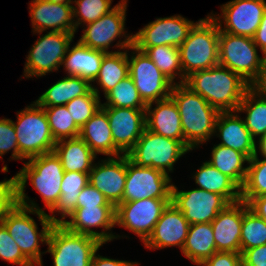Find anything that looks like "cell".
Segmentation results:
<instances>
[{"mask_svg":"<svg viewBox=\"0 0 266 266\" xmlns=\"http://www.w3.org/2000/svg\"><path fill=\"white\" fill-rule=\"evenodd\" d=\"M184 84L219 112H236L250 88L239 74L221 65L191 73Z\"/></svg>","mask_w":266,"mask_h":266,"instance_id":"6da1fadb","label":"cell"},{"mask_svg":"<svg viewBox=\"0 0 266 266\" xmlns=\"http://www.w3.org/2000/svg\"><path fill=\"white\" fill-rule=\"evenodd\" d=\"M170 97L176 104L184 136V146L192 150L216 132L215 123L220 113L201 95L183 84H173Z\"/></svg>","mask_w":266,"mask_h":266,"instance_id":"7a4b0ae2","label":"cell"},{"mask_svg":"<svg viewBox=\"0 0 266 266\" xmlns=\"http://www.w3.org/2000/svg\"><path fill=\"white\" fill-rule=\"evenodd\" d=\"M210 16L200 19L188 33L187 39L179 46L183 80L191 73L219 65V26Z\"/></svg>","mask_w":266,"mask_h":266,"instance_id":"3957f363","label":"cell"},{"mask_svg":"<svg viewBox=\"0 0 266 266\" xmlns=\"http://www.w3.org/2000/svg\"><path fill=\"white\" fill-rule=\"evenodd\" d=\"M26 212H35L42 225L40 234L37 231V225L33 218ZM19 246L22 254L33 264L42 266L41 251L39 249V240L48 242V236L54 223L50 220L49 215L42 209L36 207L31 202V206L26 203H17L6 215L1 222ZM40 238V239H39Z\"/></svg>","mask_w":266,"mask_h":266,"instance_id":"277c9868","label":"cell"},{"mask_svg":"<svg viewBox=\"0 0 266 266\" xmlns=\"http://www.w3.org/2000/svg\"><path fill=\"white\" fill-rule=\"evenodd\" d=\"M64 169L54 152L32 157L24 164L22 170L15 175L17 203H26L24 188L30 178L33 187L41 194L46 207L51 211L61 195V184Z\"/></svg>","mask_w":266,"mask_h":266,"instance_id":"5b68a950","label":"cell"},{"mask_svg":"<svg viewBox=\"0 0 266 266\" xmlns=\"http://www.w3.org/2000/svg\"><path fill=\"white\" fill-rule=\"evenodd\" d=\"M34 106V107H33ZM17 123L13 122L19 159H30L53 152L55 140L43 107L36 102L21 112H18Z\"/></svg>","mask_w":266,"mask_h":266,"instance_id":"8992f818","label":"cell"},{"mask_svg":"<svg viewBox=\"0 0 266 266\" xmlns=\"http://www.w3.org/2000/svg\"><path fill=\"white\" fill-rule=\"evenodd\" d=\"M46 244L54 266H91L94 253L103 243L92 236L71 232L62 224H54Z\"/></svg>","mask_w":266,"mask_h":266,"instance_id":"52a82bcc","label":"cell"},{"mask_svg":"<svg viewBox=\"0 0 266 266\" xmlns=\"http://www.w3.org/2000/svg\"><path fill=\"white\" fill-rule=\"evenodd\" d=\"M120 49L129 48L137 52L128 58L129 76L133 79L140 98L147 105L170 97L172 82L167 79L154 62L143 51L133 46V35L117 44Z\"/></svg>","mask_w":266,"mask_h":266,"instance_id":"ba28073f","label":"cell"},{"mask_svg":"<svg viewBox=\"0 0 266 266\" xmlns=\"http://www.w3.org/2000/svg\"><path fill=\"white\" fill-rule=\"evenodd\" d=\"M189 151L180 141L166 138L147 128L127 153L128 158L138 166L151 167L167 173L174 163Z\"/></svg>","mask_w":266,"mask_h":266,"instance_id":"9c48e42d","label":"cell"},{"mask_svg":"<svg viewBox=\"0 0 266 266\" xmlns=\"http://www.w3.org/2000/svg\"><path fill=\"white\" fill-rule=\"evenodd\" d=\"M253 38L220 31L219 65L239 74L250 85L258 77L263 58L257 55Z\"/></svg>","mask_w":266,"mask_h":266,"instance_id":"30bf717a","label":"cell"},{"mask_svg":"<svg viewBox=\"0 0 266 266\" xmlns=\"http://www.w3.org/2000/svg\"><path fill=\"white\" fill-rule=\"evenodd\" d=\"M170 179L168 173L151 167L138 166L127 156V175L122 202L146 198L171 199Z\"/></svg>","mask_w":266,"mask_h":266,"instance_id":"8fae6325","label":"cell"},{"mask_svg":"<svg viewBox=\"0 0 266 266\" xmlns=\"http://www.w3.org/2000/svg\"><path fill=\"white\" fill-rule=\"evenodd\" d=\"M171 199L146 198L116 206L115 224L134 232L145 242Z\"/></svg>","mask_w":266,"mask_h":266,"instance_id":"7c38bea8","label":"cell"},{"mask_svg":"<svg viewBox=\"0 0 266 266\" xmlns=\"http://www.w3.org/2000/svg\"><path fill=\"white\" fill-rule=\"evenodd\" d=\"M74 34L50 31L32 46L27 57L25 77L43 76L57 70L63 63Z\"/></svg>","mask_w":266,"mask_h":266,"instance_id":"4fadbf2b","label":"cell"},{"mask_svg":"<svg viewBox=\"0 0 266 266\" xmlns=\"http://www.w3.org/2000/svg\"><path fill=\"white\" fill-rule=\"evenodd\" d=\"M171 203L192 224L211 223L228 204L223 196L197 188L190 191H178L172 185Z\"/></svg>","mask_w":266,"mask_h":266,"instance_id":"5bb4252c","label":"cell"},{"mask_svg":"<svg viewBox=\"0 0 266 266\" xmlns=\"http://www.w3.org/2000/svg\"><path fill=\"white\" fill-rule=\"evenodd\" d=\"M194 22L181 16L158 18L133 35L135 48H151L170 45L179 47L194 26Z\"/></svg>","mask_w":266,"mask_h":266,"instance_id":"9a60e30c","label":"cell"},{"mask_svg":"<svg viewBox=\"0 0 266 266\" xmlns=\"http://www.w3.org/2000/svg\"><path fill=\"white\" fill-rule=\"evenodd\" d=\"M101 108L108 116L114 145L127 154L146 129V109Z\"/></svg>","mask_w":266,"mask_h":266,"instance_id":"2e32d148","label":"cell"},{"mask_svg":"<svg viewBox=\"0 0 266 266\" xmlns=\"http://www.w3.org/2000/svg\"><path fill=\"white\" fill-rule=\"evenodd\" d=\"M226 28L219 30L232 35L253 38L266 11L264 0H233L221 7Z\"/></svg>","mask_w":266,"mask_h":266,"instance_id":"e0dca14e","label":"cell"},{"mask_svg":"<svg viewBox=\"0 0 266 266\" xmlns=\"http://www.w3.org/2000/svg\"><path fill=\"white\" fill-rule=\"evenodd\" d=\"M103 161L89 172V183L115 207L122 203L127 175V154Z\"/></svg>","mask_w":266,"mask_h":266,"instance_id":"ac0fdd59","label":"cell"},{"mask_svg":"<svg viewBox=\"0 0 266 266\" xmlns=\"http://www.w3.org/2000/svg\"><path fill=\"white\" fill-rule=\"evenodd\" d=\"M126 7V0H122L108 14L87 24L79 42L91 49L108 53L111 42L124 33Z\"/></svg>","mask_w":266,"mask_h":266,"instance_id":"d6986e66","label":"cell"},{"mask_svg":"<svg viewBox=\"0 0 266 266\" xmlns=\"http://www.w3.org/2000/svg\"><path fill=\"white\" fill-rule=\"evenodd\" d=\"M70 221L62 223L69 231L83 235H89L98 239L103 244L115 238L113 234L95 232L91 227H103L106 230L114 227L116 218L115 206H91L76 208L69 216Z\"/></svg>","mask_w":266,"mask_h":266,"instance_id":"ffe728a7","label":"cell"},{"mask_svg":"<svg viewBox=\"0 0 266 266\" xmlns=\"http://www.w3.org/2000/svg\"><path fill=\"white\" fill-rule=\"evenodd\" d=\"M190 223L185 219L184 214L172 203L163 211L159 220L148 239L144 242L148 248H164L179 246L182 250Z\"/></svg>","mask_w":266,"mask_h":266,"instance_id":"44dd1931","label":"cell"},{"mask_svg":"<svg viewBox=\"0 0 266 266\" xmlns=\"http://www.w3.org/2000/svg\"><path fill=\"white\" fill-rule=\"evenodd\" d=\"M243 201L228 204L211 222L217 252L241 253Z\"/></svg>","mask_w":266,"mask_h":266,"instance_id":"7402d4cb","label":"cell"},{"mask_svg":"<svg viewBox=\"0 0 266 266\" xmlns=\"http://www.w3.org/2000/svg\"><path fill=\"white\" fill-rule=\"evenodd\" d=\"M30 15L34 31L41 33L51 31L75 33L73 6L70 3H51L45 0H33L30 6Z\"/></svg>","mask_w":266,"mask_h":266,"instance_id":"603a6c76","label":"cell"},{"mask_svg":"<svg viewBox=\"0 0 266 266\" xmlns=\"http://www.w3.org/2000/svg\"><path fill=\"white\" fill-rule=\"evenodd\" d=\"M232 113L227 111L218 114L215 130L220 132V145L239 151L250 160L257 153L255 140L245 126L244 120Z\"/></svg>","mask_w":266,"mask_h":266,"instance_id":"cb8c5ba5","label":"cell"},{"mask_svg":"<svg viewBox=\"0 0 266 266\" xmlns=\"http://www.w3.org/2000/svg\"><path fill=\"white\" fill-rule=\"evenodd\" d=\"M156 104L157 107L152 111V103L146 105V128L166 138L178 140L184 145L181 118L173 99L168 97L156 101Z\"/></svg>","mask_w":266,"mask_h":266,"instance_id":"d4e9b609","label":"cell"},{"mask_svg":"<svg viewBox=\"0 0 266 266\" xmlns=\"http://www.w3.org/2000/svg\"><path fill=\"white\" fill-rule=\"evenodd\" d=\"M79 137L95 154L117 157L122 153L114 145L108 116L102 108L82 126Z\"/></svg>","mask_w":266,"mask_h":266,"instance_id":"484cf974","label":"cell"},{"mask_svg":"<svg viewBox=\"0 0 266 266\" xmlns=\"http://www.w3.org/2000/svg\"><path fill=\"white\" fill-rule=\"evenodd\" d=\"M64 57L63 63L65 70L68 71L69 76H79L89 82L95 81L101 63L106 52L101 50L91 49L79 41L69 50Z\"/></svg>","mask_w":266,"mask_h":266,"instance_id":"4316f807","label":"cell"},{"mask_svg":"<svg viewBox=\"0 0 266 266\" xmlns=\"http://www.w3.org/2000/svg\"><path fill=\"white\" fill-rule=\"evenodd\" d=\"M53 152L62 163L64 172L89 173L96 154L80 138L57 141Z\"/></svg>","mask_w":266,"mask_h":266,"instance_id":"83f0119b","label":"cell"},{"mask_svg":"<svg viewBox=\"0 0 266 266\" xmlns=\"http://www.w3.org/2000/svg\"><path fill=\"white\" fill-rule=\"evenodd\" d=\"M91 89L92 85L88 80L79 76H68L46 90L36 103L40 107L66 105L74 98L86 95Z\"/></svg>","mask_w":266,"mask_h":266,"instance_id":"f1b7e54d","label":"cell"},{"mask_svg":"<svg viewBox=\"0 0 266 266\" xmlns=\"http://www.w3.org/2000/svg\"><path fill=\"white\" fill-rule=\"evenodd\" d=\"M182 252L195 264H201L217 252L211 223L190 225Z\"/></svg>","mask_w":266,"mask_h":266,"instance_id":"f546056e","label":"cell"},{"mask_svg":"<svg viewBox=\"0 0 266 266\" xmlns=\"http://www.w3.org/2000/svg\"><path fill=\"white\" fill-rule=\"evenodd\" d=\"M195 181L200 189L219 194L229 203L241 200V188L209 162H205L197 171Z\"/></svg>","mask_w":266,"mask_h":266,"instance_id":"4dcf8cb0","label":"cell"},{"mask_svg":"<svg viewBox=\"0 0 266 266\" xmlns=\"http://www.w3.org/2000/svg\"><path fill=\"white\" fill-rule=\"evenodd\" d=\"M89 183V173L81 172H64L62 184H61V195L55 205L50 211L61 212L62 218L57 219L55 216H49L50 220L54 224H62L65 222V217L70 216L77 208V199L81 190ZM63 219V220H62Z\"/></svg>","mask_w":266,"mask_h":266,"instance_id":"1f68e13d","label":"cell"},{"mask_svg":"<svg viewBox=\"0 0 266 266\" xmlns=\"http://www.w3.org/2000/svg\"><path fill=\"white\" fill-rule=\"evenodd\" d=\"M245 161L249 159L243 153L218 144L213 148L212 159L208 162L242 188L248 169L242 166Z\"/></svg>","mask_w":266,"mask_h":266,"instance_id":"d6a6232c","label":"cell"},{"mask_svg":"<svg viewBox=\"0 0 266 266\" xmlns=\"http://www.w3.org/2000/svg\"><path fill=\"white\" fill-rule=\"evenodd\" d=\"M258 96L260 99H255ZM247 112L244 120L253 139L255 136L263 137L266 134V96L256 93L249 88L239 104L236 112Z\"/></svg>","mask_w":266,"mask_h":266,"instance_id":"836d02e7","label":"cell"},{"mask_svg":"<svg viewBox=\"0 0 266 266\" xmlns=\"http://www.w3.org/2000/svg\"><path fill=\"white\" fill-rule=\"evenodd\" d=\"M128 75L127 52H108L102 59L101 68L95 80L99 82L106 94Z\"/></svg>","mask_w":266,"mask_h":266,"instance_id":"e575fe53","label":"cell"},{"mask_svg":"<svg viewBox=\"0 0 266 266\" xmlns=\"http://www.w3.org/2000/svg\"><path fill=\"white\" fill-rule=\"evenodd\" d=\"M240 242L241 253L266 244V221L251 211L245 201H243Z\"/></svg>","mask_w":266,"mask_h":266,"instance_id":"d590c367","label":"cell"},{"mask_svg":"<svg viewBox=\"0 0 266 266\" xmlns=\"http://www.w3.org/2000/svg\"><path fill=\"white\" fill-rule=\"evenodd\" d=\"M105 98L107 103L102 104L101 107L146 109V104L140 98L133 79L129 75L108 91Z\"/></svg>","mask_w":266,"mask_h":266,"instance_id":"8d00e7d4","label":"cell"},{"mask_svg":"<svg viewBox=\"0 0 266 266\" xmlns=\"http://www.w3.org/2000/svg\"><path fill=\"white\" fill-rule=\"evenodd\" d=\"M55 142L79 137L80 128L75 124L65 105L43 107Z\"/></svg>","mask_w":266,"mask_h":266,"instance_id":"74e56055","label":"cell"},{"mask_svg":"<svg viewBox=\"0 0 266 266\" xmlns=\"http://www.w3.org/2000/svg\"><path fill=\"white\" fill-rule=\"evenodd\" d=\"M143 51L154 62L164 76L172 83L175 76L178 75L176 71L182 72L180 63L179 47L163 45L151 48H136Z\"/></svg>","mask_w":266,"mask_h":266,"instance_id":"f35d334b","label":"cell"},{"mask_svg":"<svg viewBox=\"0 0 266 266\" xmlns=\"http://www.w3.org/2000/svg\"><path fill=\"white\" fill-rule=\"evenodd\" d=\"M98 92L97 88L92 87L86 95L78 96L65 105L80 129L102 106Z\"/></svg>","mask_w":266,"mask_h":266,"instance_id":"ab89813d","label":"cell"},{"mask_svg":"<svg viewBox=\"0 0 266 266\" xmlns=\"http://www.w3.org/2000/svg\"><path fill=\"white\" fill-rule=\"evenodd\" d=\"M247 176L241 188V198H254L266 194V157L259 161L257 153L248 161Z\"/></svg>","mask_w":266,"mask_h":266,"instance_id":"60d3db41","label":"cell"},{"mask_svg":"<svg viewBox=\"0 0 266 266\" xmlns=\"http://www.w3.org/2000/svg\"><path fill=\"white\" fill-rule=\"evenodd\" d=\"M74 2L79 9L73 6V17H81L78 18V21L74 22L75 31L82 22L86 24L95 22L98 18L108 14L114 8L112 7L110 9L112 0H75Z\"/></svg>","mask_w":266,"mask_h":266,"instance_id":"b9f144b4","label":"cell"},{"mask_svg":"<svg viewBox=\"0 0 266 266\" xmlns=\"http://www.w3.org/2000/svg\"><path fill=\"white\" fill-rule=\"evenodd\" d=\"M0 258L21 266H35L21 252L6 227L0 223Z\"/></svg>","mask_w":266,"mask_h":266,"instance_id":"7bdbcfd3","label":"cell"},{"mask_svg":"<svg viewBox=\"0 0 266 266\" xmlns=\"http://www.w3.org/2000/svg\"><path fill=\"white\" fill-rule=\"evenodd\" d=\"M13 149L12 158L19 159L17 135L10 119H0V156Z\"/></svg>","mask_w":266,"mask_h":266,"instance_id":"ee69618b","label":"cell"},{"mask_svg":"<svg viewBox=\"0 0 266 266\" xmlns=\"http://www.w3.org/2000/svg\"><path fill=\"white\" fill-rule=\"evenodd\" d=\"M91 206H114L94 186L88 183L80 192L77 199V208Z\"/></svg>","mask_w":266,"mask_h":266,"instance_id":"f6af8a7d","label":"cell"},{"mask_svg":"<svg viewBox=\"0 0 266 266\" xmlns=\"http://www.w3.org/2000/svg\"><path fill=\"white\" fill-rule=\"evenodd\" d=\"M203 266H243L241 253L215 252L201 263Z\"/></svg>","mask_w":266,"mask_h":266,"instance_id":"bcb514c9","label":"cell"},{"mask_svg":"<svg viewBox=\"0 0 266 266\" xmlns=\"http://www.w3.org/2000/svg\"><path fill=\"white\" fill-rule=\"evenodd\" d=\"M241 258L243 266H266V244L244 250Z\"/></svg>","mask_w":266,"mask_h":266,"instance_id":"7dc6e473","label":"cell"},{"mask_svg":"<svg viewBox=\"0 0 266 266\" xmlns=\"http://www.w3.org/2000/svg\"><path fill=\"white\" fill-rule=\"evenodd\" d=\"M248 205V208L257 216L266 221V194L254 198H241Z\"/></svg>","mask_w":266,"mask_h":266,"instance_id":"c3c4849f","label":"cell"},{"mask_svg":"<svg viewBox=\"0 0 266 266\" xmlns=\"http://www.w3.org/2000/svg\"><path fill=\"white\" fill-rule=\"evenodd\" d=\"M254 43L260 47L264 56H266V11L253 37Z\"/></svg>","mask_w":266,"mask_h":266,"instance_id":"681fc988","label":"cell"},{"mask_svg":"<svg viewBox=\"0 0 266 266\" xmlns=\"http://www.w3.org/2000/svg\"><path fill=\"white\" fill-rule=\"evenodd\" d=\"M250 88L256 93L266 96V56L258 77L251 83Z\"/></svg>","mask_w":266,"mask_h":266,"instance_id":"f907efd6","label":"cell"},{"mask_svg":"<svg viewBox=\"0 0 266 266\" xmlns=\"http://www.w3.org/2000/svg\"><path fill=\"white\" fill-rule=\"evenodd\" d=\"M135 264L137 265L138 263L114 260V259L99 256V255L96 256V252L94 253L92 261H91V266H135Z\"/></svg>","mask_w":266,"mask_h":266,"instance_id":"816d5d0a","label":"cell"},{"mask_svg":"<svg viewBox=\"0 0 266 266\" xmlns=\"http://www.w3.org/2000/svg\"><path fill=\"white\" fill-rule=\"evenodd\" d=\"M259 149L264 157H266V134L259 138Z\"/></svg>","mask_w":266,"mask_h":266,"instance_id":"f5cc1de1","label":"cell"},{"mask_svg":"<svg viewBox=\"0 0 266 266\" xmlns=\"http://www.w3.org/2000/svg\"><path fill=\"white\" fill-rule=\"evenodd\" d=\"M51 3H71V0H45Z\"/></svg>","mask_w":266,"mask_h":266,"instance_id":"db71d44e","label":"cell"}]
</instances>
